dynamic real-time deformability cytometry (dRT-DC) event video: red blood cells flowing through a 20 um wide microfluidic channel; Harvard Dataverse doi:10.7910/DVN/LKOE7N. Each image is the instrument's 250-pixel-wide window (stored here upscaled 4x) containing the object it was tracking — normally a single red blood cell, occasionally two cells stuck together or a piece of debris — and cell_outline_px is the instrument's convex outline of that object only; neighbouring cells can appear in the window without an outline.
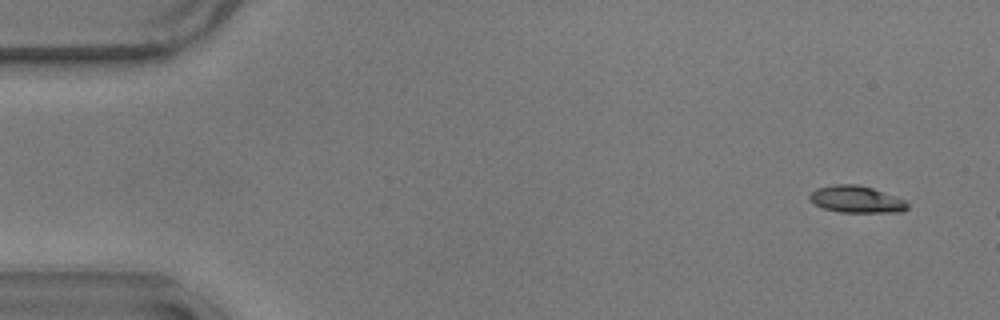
{"species": "common noctule bat (a hibernating species)", "species_latin": "Nyctalus noctula", "temperature_condition": "warm", "stored_images_in_passage": 10, "camera_frame_rate_fps": 3000, "um_per_image_px": 0.085, "animal": {"sex": "male", "body_mass_g": 17.9}, "frame": {"image": 1, "passage_image": 4, "time_ms": 1.0, "image_size_px": [1000, 320], "cell_outline_px": [[908, 208], [904, 212], [840, 212], [824, 208], [816, 204], [808, 196], [816, 188], [832, 184], [856, 184], [872, 188], [904, 200], [908, 204]], "centroid_in_image_um": [72.79, 16.94], "position_along_channel_um": 12.2, "area_um2": 15.14}}